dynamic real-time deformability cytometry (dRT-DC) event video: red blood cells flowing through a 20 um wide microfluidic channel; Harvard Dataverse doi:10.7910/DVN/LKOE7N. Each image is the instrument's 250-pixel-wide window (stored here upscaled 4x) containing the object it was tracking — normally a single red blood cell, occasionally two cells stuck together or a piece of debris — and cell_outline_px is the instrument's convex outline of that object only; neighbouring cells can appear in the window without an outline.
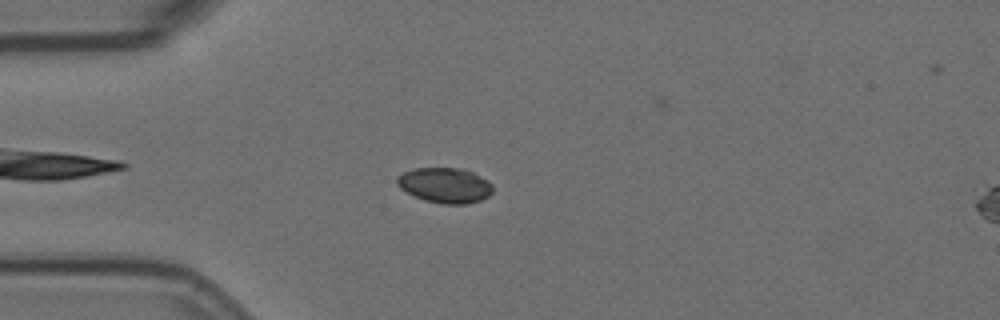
{"species": "Egyptian fruit bat (a non-hibernating species)", "species_latin": "Rousettus aegyptiacus", "temperature_condition": "room temperature", "stored_images_in_passage": 51, "camera_frame_rate_fps": 3000, "um_per_image_px": 0.085, "animal": {"sex": "female"}, "frame": {"image": 1, "passage_image": 9, "time_ms": 2.667, "image_size_px": [1000, 320], "cell_outline_px": [[492, 192], [488, 196], [480, 200], [468, 204], [444, 204], [424, 200], [400, 188], [396, 184], [396, 176], [404, 172], [416, 168], [464, 168], [488, 180], [492, 184]], "centroid_in_image_um": [37.83, 15.74], "position_along_channel_um": 47.2, "area_um2": 19.65}}
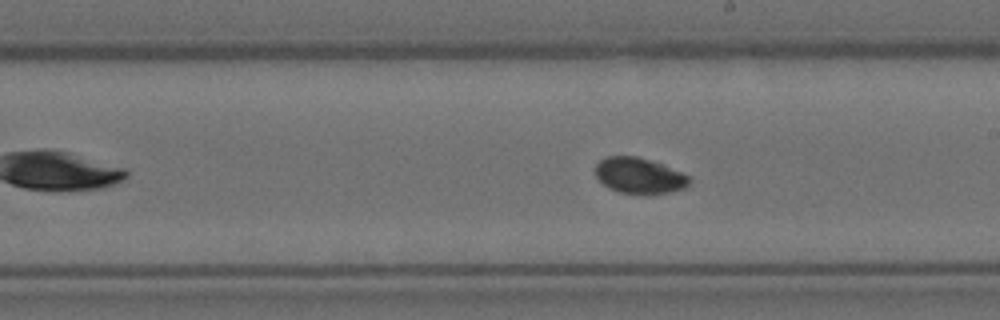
{"frame": {"image": 2, "passage_image": 26, "time_ms": 8.333, "image_size_px": [1000, 320], "cell_outline_px": [[692, 180], [684, 188], [668, 192], [620, 192], [608, 188], [596, 176], [596, 164], [600, 160], [608, 156], [636, 156], [664, 164], [692, 176]], "centroid_in_image_um": [54.37, 14.89], "position_along_channel_um": 234.6, "area_um2": 19.31}}
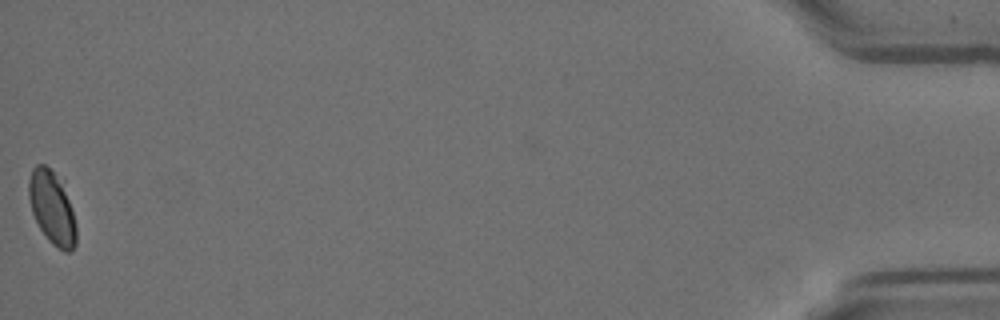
{"frame": {"image": 3, "passage_image": 51, "time_ms": 16.667, "image_size_px": [1000, 320], "cell_outline_px": [[76, 244], [68, 252], [64, 252], [52, 244], [48, 240], [40, 228], [32, 212], [28, 196], [28, 180], [32, 168], [36, 164], [44, 164], [64, 180], [76, 224]], "centroid_in_image_um": [4.43, 17.61], "position_along_channel_um": 430.8, "area_um2": 20.58}}